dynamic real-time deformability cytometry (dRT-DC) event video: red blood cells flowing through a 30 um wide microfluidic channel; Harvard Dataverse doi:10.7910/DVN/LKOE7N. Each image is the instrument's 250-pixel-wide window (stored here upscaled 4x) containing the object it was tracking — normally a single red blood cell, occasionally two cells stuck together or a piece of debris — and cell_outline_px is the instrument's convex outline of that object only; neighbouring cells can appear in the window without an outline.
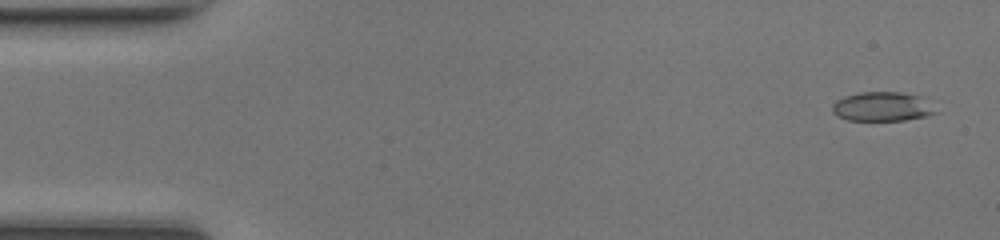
{"species": "common noctule bat (a hibernating species)", "species_latin": "Nyctalus noctula", "temperature_condition": "room temperature", "stored_images_in_passage": 48, "camera_frame_rate_fps": 3000, "um_per_image_px": 0.085, "animal": {"sex": "female", "body_mass_g": 17.0, "forearm_length_mm": 48.0}, "frame": {"image": 1, "passage_image": 2, "time_ms": 0.333, "image_size_px": [1000, 240], "cell_outline_px": [[936, 112], [924, 116], [904, 120], [848, 120], [832, 112], [832, 104], [836, 100], [844, 96], [860, 92], [900, 92], [916, 96]], "centroid_in_image_um": [74.85, 9.06], "position_along_channel_um": 10.1, "area_um2": 16.94}}
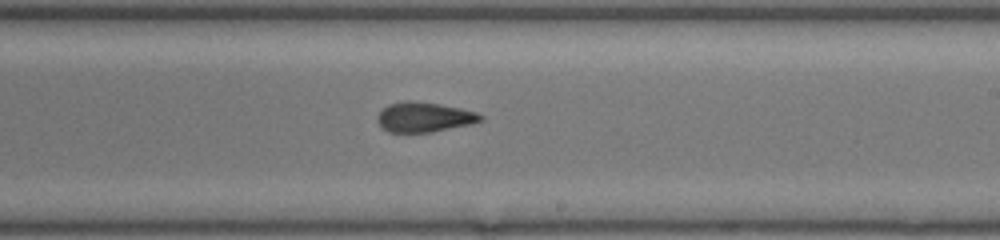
{"frame": {"image": 2, "passage_image": 28, "time_ms": 9.0, "image_size_px": [1000, 240], "cell_outline_px": [[484, 120], [472, 124], [432, 132], [388, 132], [380, 128], [376, 120], [376, 116], [388, 104], [404, 100], [408, 100], [440, 104], [460, 108], [476, 112], [484, 116]], "centroid_in_image_um": [36.04, 9.96], "position_along_channel_um": 253.0, "area_um2": 18.21}}
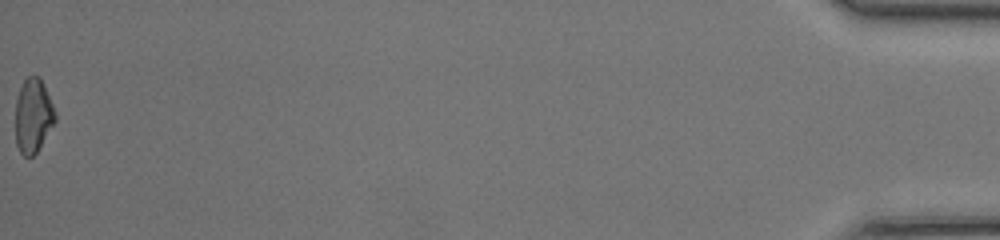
{"frame": {"image": 3, "passage_image": 48, "time_ms": 15.667, "image_size_px": [1000, 240], "cell_outline_px": [[56, 120], [36, 152], [32, 156], [24, 156], [20, 152], [16, 144], [16, 100], [20, 88], [24, 80], [28, 76], [40, 76], [56, 112]], "centroid_in_image_um": [2.82, 9.82], "position_along_channel_um": 432.4, "area_um2": 16.99}, "authors_computed_cell_mechanics": {"area_um2": 17.8024, "velocity_mm_per_s": 4.3528, "shape_relaxation_time_tau1_ms": null, "shape_relaxation_time_tau2_ms": 1.5962, "deformation_change_tau1": null, "deformation_change_tau2": 0.0848}}